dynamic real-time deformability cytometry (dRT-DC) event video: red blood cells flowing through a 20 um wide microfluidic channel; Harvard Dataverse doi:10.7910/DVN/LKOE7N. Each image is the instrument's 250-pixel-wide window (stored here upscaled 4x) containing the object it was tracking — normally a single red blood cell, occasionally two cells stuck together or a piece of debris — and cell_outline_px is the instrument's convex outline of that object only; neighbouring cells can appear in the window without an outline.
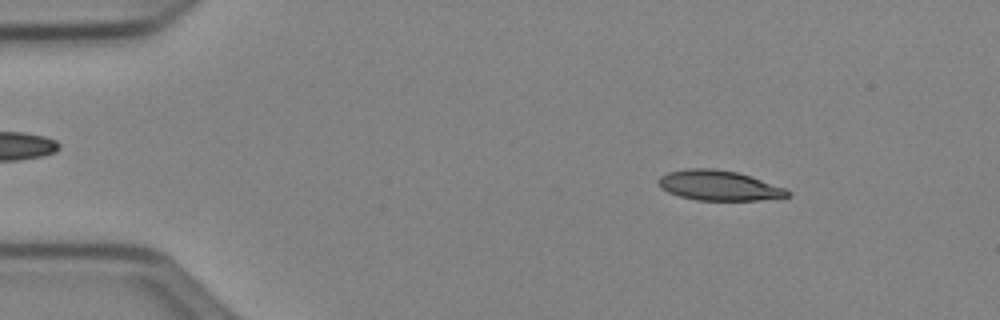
{"species": "Egyptian fruit bat (a non-hibernating species)", "species_latin": "Rousettus aegyptiacus", "temperature_condition": "cold", "stored_images_in_passage": 51, "camera_frame_rate_fps": 3000, "um_per_image_px": 0.085, "animal": {"sex": "female"}, "frame": {"image": 1, "passage_image": 7, "time_ms": 2.0, "image_size_px": [1000, 320], "cell_outline_px": [[792, 192], [788, 196], [760, 200], [696, 200], [680, 196], [668, 192], [660, 188], [656, 180], [660, 176], [668, 172], [688, 168], [712, 168], [736, 172], [784, 188]], "centroid_in_image_um": [61.03, 15.77], "position_along_channel_um": 24.0, "area_um2": 22.37}}
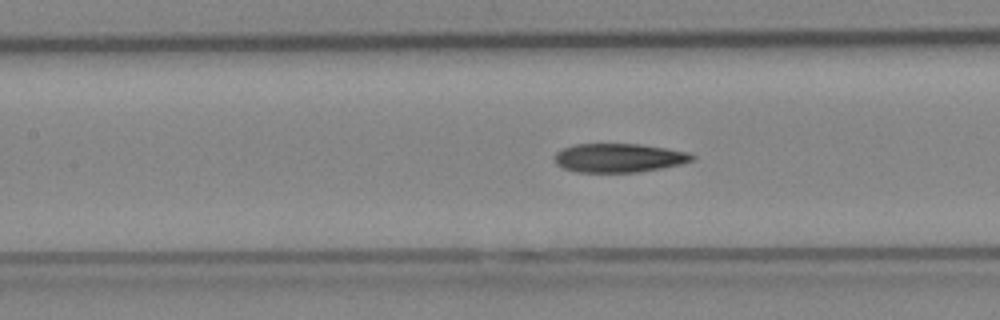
{"frame": {"image": 2, "passage_image": 23, "time_ms": 7.333, "image_size_px": [1000, 320], "cell_outline_px": [[696, 160], [680, 164], [640, 172], [576, 172], [564, 168], [556, 164], [552, 156], [556, 152], [564, 148], [576, 144], [640, 144], [688, 152], [696, 156]], "centroid_in_image_um": [52.6, 13.42], "position_along_channel_um": 154.8, "area_um2": 23.18}}
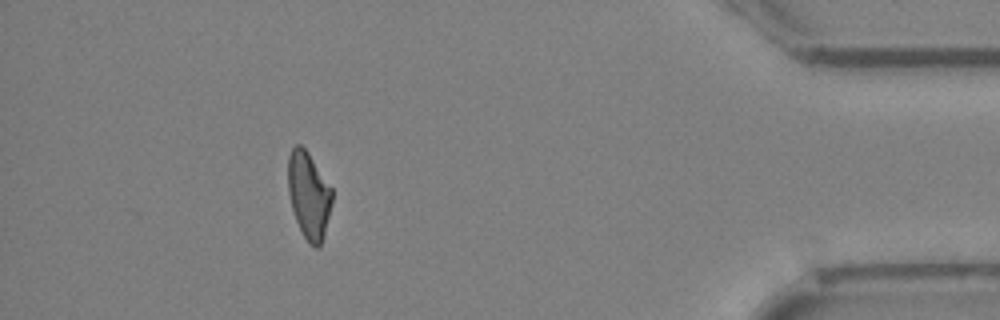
{"frame": {"image": 3, "passage_image": 46, "time_ms": 15.0, "image_size_px": [1000, 320], "cell_outline_px": [[332, 204], [324, 236], [320, 248], [316, 248], [308, 244], [296, 220], [292, 208], [288, 192], [288, 156], [292, 148], [296, 144], [300, 144], [308, 152], [332, 188]], "centroid_in_image_um": [26.25, 16.61], "position_along_channel_um": 409.0, "area_um2": 22.37}, "authors_computed_cell_mechanics": {"area_um2": 23.4668, "velocity_mm_per_s": 3.9713, "shape_relaxation_time_tau1_ms": 6.0161, "shape_relaxation_time_tau2_ms": 4.4884, "deformation_change_tau1": 0.1711, "deformation_change_tau2": 0.1091}}